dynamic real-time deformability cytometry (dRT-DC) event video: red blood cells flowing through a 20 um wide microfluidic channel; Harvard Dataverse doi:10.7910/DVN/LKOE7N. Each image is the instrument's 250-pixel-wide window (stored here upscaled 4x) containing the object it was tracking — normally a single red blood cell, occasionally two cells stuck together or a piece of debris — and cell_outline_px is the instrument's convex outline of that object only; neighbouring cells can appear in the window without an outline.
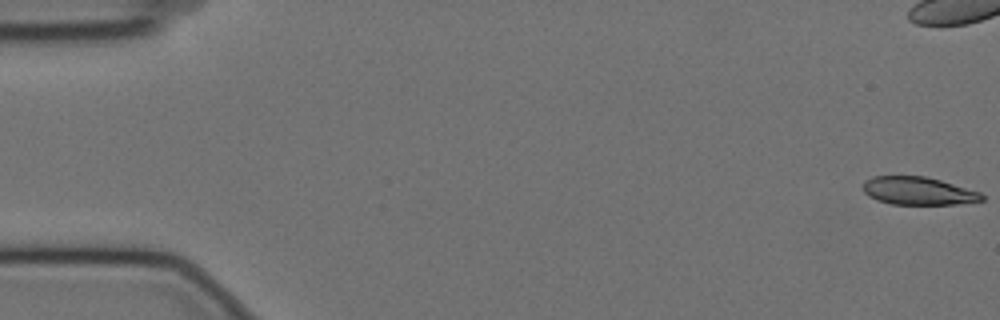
{"species": "Egyptian fruit bat (a non-hibernating species)", "species_latin": "Rousettus aegyptiacus", "temperature_condition": "cold", "stored_images_in_passage": 3, "camera_frame_rate_fps": 3000, "um_per_image_px": 0.085, "animal": {"sex": "female"}, "frame": {"image": 1, "passage_image": 1, "time_ms": 0.0, "image_size_px": [1000, 320], "cell_outline_px": [[984, 200], [956, 204], [892, 204], [876, 200], [868, 196], [860, 188], [864, 180], [872, 176], [924, 176], [940, 180], [980, 192], [984, 196]], "centroid_in_image_um": [77.98, 16.22], "position_along_channel_um": 7.0, "area_um2": 19.42}}